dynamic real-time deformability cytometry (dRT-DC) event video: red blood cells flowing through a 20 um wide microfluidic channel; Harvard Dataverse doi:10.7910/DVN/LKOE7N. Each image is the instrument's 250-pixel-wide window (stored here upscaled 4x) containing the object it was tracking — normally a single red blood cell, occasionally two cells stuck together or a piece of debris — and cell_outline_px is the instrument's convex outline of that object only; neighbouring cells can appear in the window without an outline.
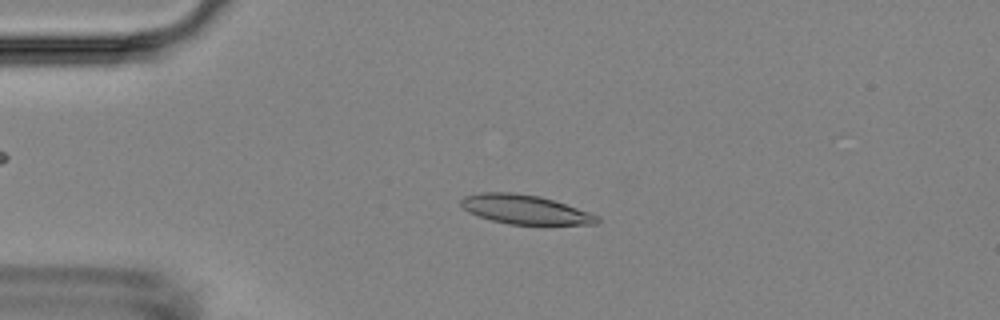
{"species": "Egyptian fruit bat (a non-hibernating species)", "species_latin": "Rousettus aegyptiacus", "temperature_condition": "room temperature", "stored_images_in_passage": 54, "camera_frame_rate_fps": 3000, "um_per_image_px": 0.085, "animal": {"sex": "female"}, "frame": {"image": 1, "passage_image": 12, "time_ms": 3.667, "image_size_px": [1000, 320], "cell_outline_px": [[600, 220], [596, 224], [508, 224], [492, 220], [468, 212], [460, 204], [460, 200], [464, 196], [480, 192], [512, 192], [540, 196], [600, 216]], "centroid_in_image_um": [44.59, 17.8], "position_along_channel_um": 40.4, "area_um2": 22.89}}
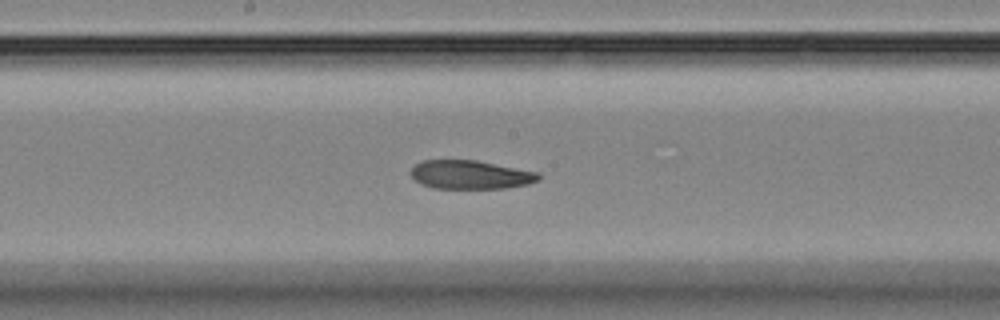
{"frame": {"image": 2, "passage_image": 28, "time_ms": 9.0, "image_size_px": [1000, 320], "cell_outline_px": [[540, 180], [528, 184], [508, 188], [432, 188], [420, 184], [412, 176], [412, 168], [420, 160], [476, 160], [540, 172]], "centroid_in_image_um": [40.02, 14.85], "position_along_channel_um": 208.2, "area_um2": 21.44}}
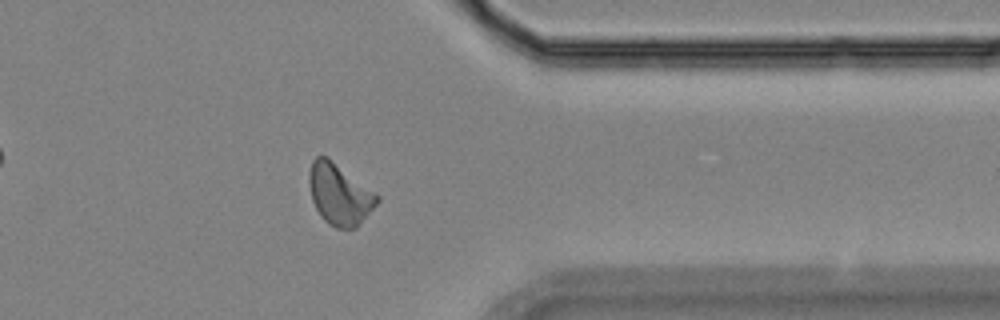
{"frame": {"image": 3, "passage_image": 43, "time_ms": 14.0, "image_size_px": [1000, 320], "cell_outline_px": [[380, 200], [360, 224], [356, 228], [336, 228], [328, 224], [320, 216], [312, 200], [308, 184], [308, 176], [312, 160], [316, 156], [328, 156], [376, 192], [380, 196]], "centroid_in_image_um": [28.86, 16.5], "position_along_channel_um": 382.5, "area_um2": 24.57}, "authors_computed_cell_mechanics": {"area_um2": 22.7732, "velocity_mm_per_s": 3.6589, "shape_relaxation_time_tau1_ms": null, "shape_relaxation_time_tau2_ms": 5.4083, "deformation_change_tau1": null, "deformation_change_tau2": 0.1168}}